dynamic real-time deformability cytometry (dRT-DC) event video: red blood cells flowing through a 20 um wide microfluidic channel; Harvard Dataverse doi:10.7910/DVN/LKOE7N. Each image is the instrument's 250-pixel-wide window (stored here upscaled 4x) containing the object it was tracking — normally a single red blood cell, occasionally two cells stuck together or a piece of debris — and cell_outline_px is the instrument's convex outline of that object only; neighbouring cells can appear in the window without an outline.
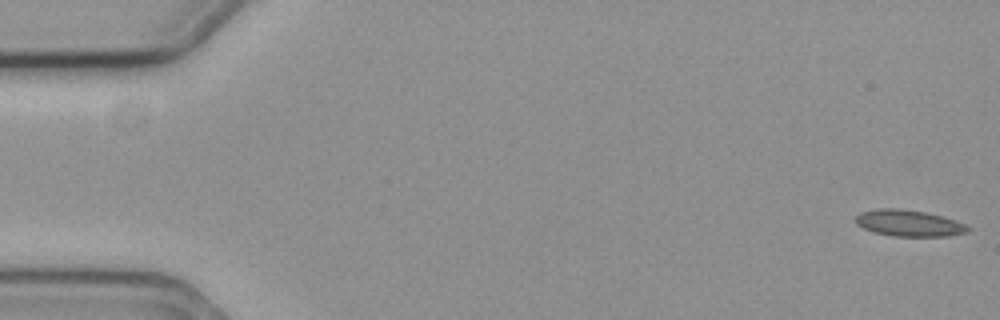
{"species": "common noctule bat (a hibernating species)", "species_latin": "Nyctalus noctula", "temperature_condition": "cold", "stored_images_in_passage": 52, "camera_frame_rate_fps": 3000, "um_per_image_px": 0.085, "animal": {"sex": "female", "body_mass_g": 19.3, "forearm_length_mm": 54.1}, "frame": {"image": 1, "passage_image": 1, "time_ms": 0.0, "image_size_px": [1000, 320], "cell_outline_px": [[972, 228], [968, 232], [948, 236], [892, 236], [872, 232], [856, 224], [852, 220], [860, 212], [880, 208], [900, 208], [924, 212], [940, 216], [964, 224]], "centroid_in_image_um": [77.19, 18.97], "position_along_channel_um": 7.8, "area_um2": 17.28}}
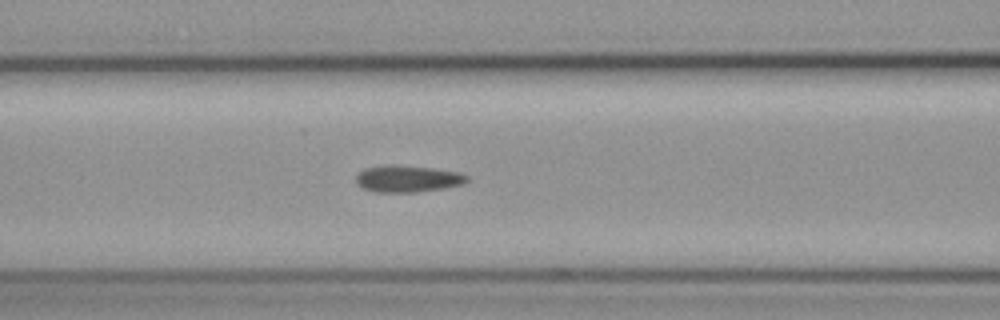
{"frame": {"image": 2, "passage_image": 24, "time_ms": 7.667, "image_size_px": [1000, 320], "cell_outline_px": [[468, 180], [464, 184], [444, 188], [416, 192], [376, 192], [364, 188], [356, 184], [356, 176], [364, 168], [392, 164], [432, 168], [460, 172], [468, 176]], "centroid_in_image_um": [34.66, 15.19], "position_along_channel_um": 131.9, "area_um2": 17.34}}
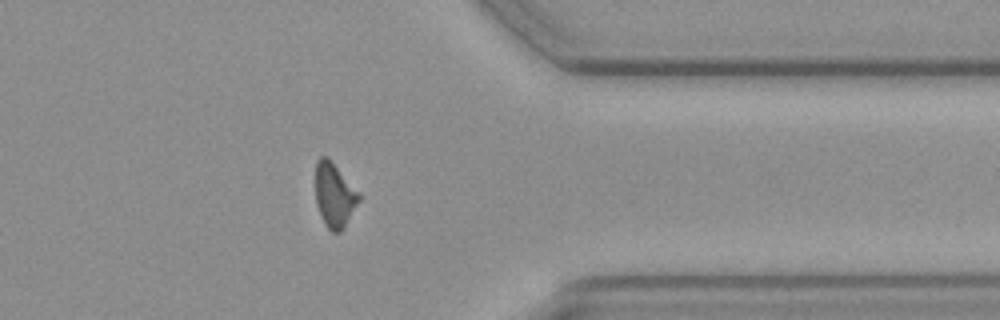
{"frame": {"image": 3, "passage_image": 46, "time_ms": 15.0, "image_size_px": [1000, 320], "cell_outline_px": [[360, 200], [344, 228], [340, 232], [332, 232], [324, 224], [316, 204], [316, 160], [320, 156], [324, 156], [336, 168], [360, 196]], "centroid_in_image_um": [28.39, 16.66], "position_along_channel_um": 383.0, "area_um2": 15.66}}